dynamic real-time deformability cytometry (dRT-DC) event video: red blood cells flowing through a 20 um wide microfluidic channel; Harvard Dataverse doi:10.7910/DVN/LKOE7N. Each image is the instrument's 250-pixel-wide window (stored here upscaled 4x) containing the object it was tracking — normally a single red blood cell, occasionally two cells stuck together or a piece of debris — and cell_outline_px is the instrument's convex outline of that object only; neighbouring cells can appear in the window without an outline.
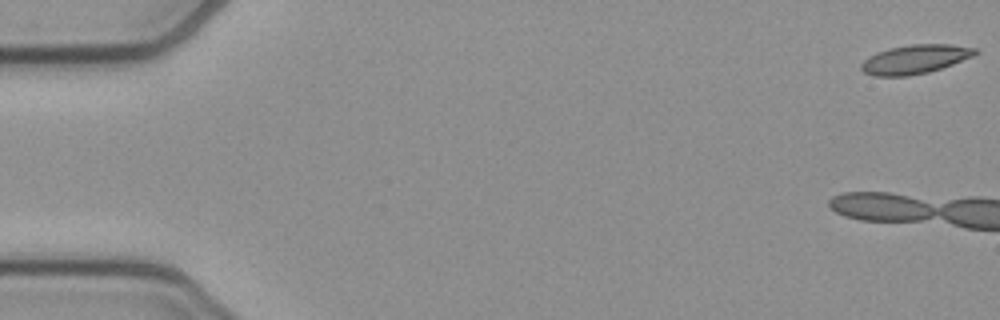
{"species": "common noctule bat (a hibernating species)", "species_latin": "Nyctalus noctula", "temperature_condition": "cold", "stored_images_in_passage": 9, "camera_frame_rate_fps": 3000, "um_per_image_px": 0.085, "animal": {"sex": "female", "body_mass_g": 21.9}, "frame": {"image": 1, "passage_image": 1, "time_ms": 0.0, "image_size_px": [1000, 320], "cell_outline_px": [[980, 52], [972, 56], [952, 64], [928, 72], [908, 76], [872, 76], [864, 72], [860, 68], [860, 64], [868, 56], [876, 52], [888, 48], [912, 44], [948, 44], [976, 48]], "centroid_in_image_um": [77.73, 5.03], "position_along_channel_um": 7.3, "area_um2": 19.25}}